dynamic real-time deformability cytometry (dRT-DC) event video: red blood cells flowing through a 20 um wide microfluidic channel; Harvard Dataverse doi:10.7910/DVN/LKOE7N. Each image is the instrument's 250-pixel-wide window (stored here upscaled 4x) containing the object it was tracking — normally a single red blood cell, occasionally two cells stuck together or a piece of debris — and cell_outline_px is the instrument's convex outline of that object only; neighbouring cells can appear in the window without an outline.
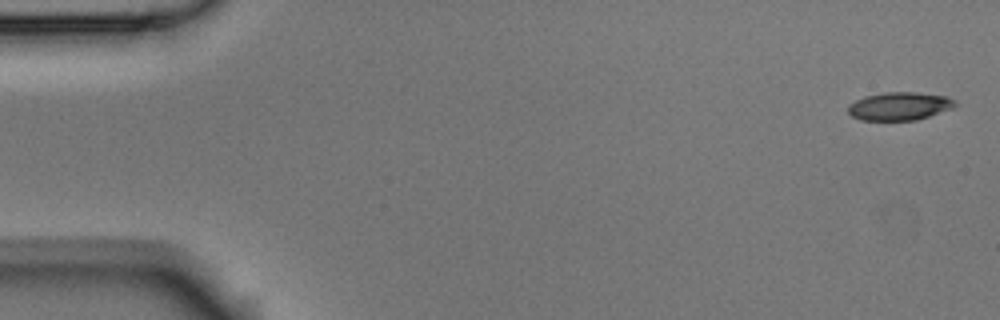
{"species": "Egyptian fruit bat (a non-hibernating species)", "species_latin": "Rousettus aegyptiacus", "temperature_condition": "room temperature", "stored_images_in_passage": 5, "camera_frame_rate_fps": 3000, "um_per_image_px": 0.085, "animal": {"sex": "male"}, "frame": {"image": 1, "passage_image": 1, "time_ms": 0.0, "image_size_px": [1000, 320], "cell_outline_px": [[956, 104], [952, 108], [916, 120], [860, 120], [852, 116], [848, 112], [848, 104], [864, 96], [884, 92], [916, 92], [948, 96], [956, 100]], "centroid_in_image_um": [76.44, 9.01], "position_along_channel_um": 8.6, "area_um2": 17.57}}
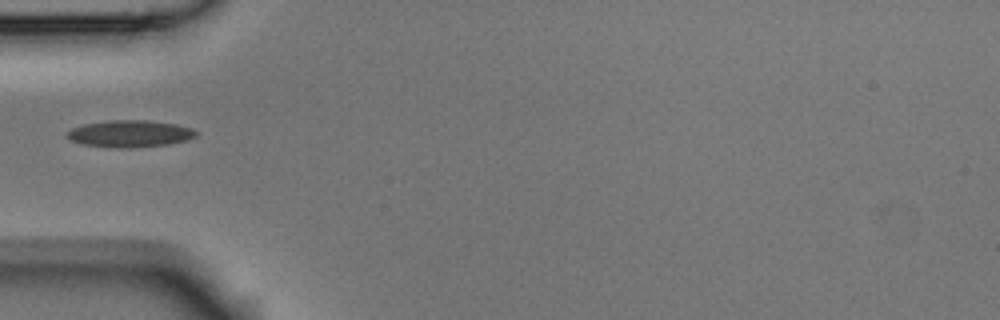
{"frame": {"image": 2, "passage_image": 5, "time_ms": 1.333, "image_size_px": [1000, 320], "cell_outline_px": [[200, 132], [196, 136], [188, 140], [168, 144], [132, 148], [116, 148], [80, 144], [64, 136], [64, 132], [72, 128], [84, 124], [108, 120], [148, 120], [176, 124], [192, 128]], "centroid_in_image_um": [11.03, 11.36], "position_along_channel_um": 74.0, "area_um2": 20.58}}